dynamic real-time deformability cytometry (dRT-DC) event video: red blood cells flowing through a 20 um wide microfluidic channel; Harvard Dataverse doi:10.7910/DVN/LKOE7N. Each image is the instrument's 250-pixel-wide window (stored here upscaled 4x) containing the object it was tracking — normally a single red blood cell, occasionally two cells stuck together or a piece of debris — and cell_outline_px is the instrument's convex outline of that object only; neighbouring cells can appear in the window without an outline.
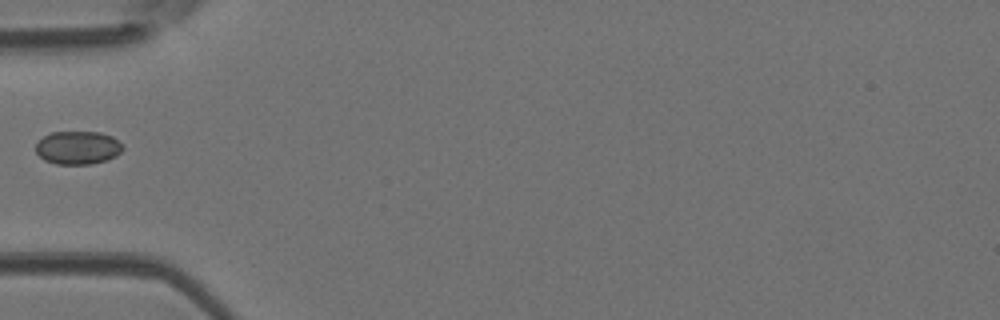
{"species": "Egyptian fruit bat (a non-hibernating species)", "species_latin": "Rousettus aegyptiacus", "temperature_condition": "room temperature", "stored_images_in_passage": 33, "camera_frame_rate_fps": 3000, "um_per_image_px": 0.085, "animal": {"sex": "female"}, "frame": {"image": 1, "passage_image": 1, "time_ms": 0.0, "image_size_px": [1000, 320], "cell_outline_px": [[124, 148], [116, 156], [108, 160], [92, 164], [56, 164], [44, 160], [36, 152], [36, 144], [44, 136], [52, 132], [100, 132], [112, 136]], "centroid_in_image_um": [6.62, 12.56], "position_along_channel_um": 78.4, "area_um2": 16.82}}
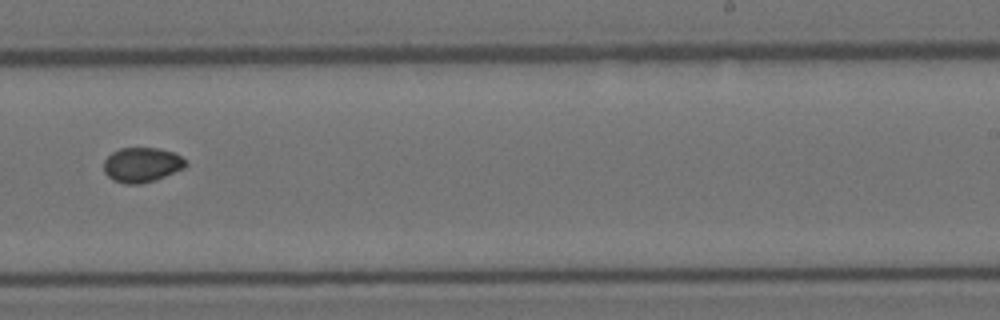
{"frame": {"image": 2, "passage_image": 15, "time_ms": 4.667, "image_size_px": [1000, 320], "cell_outline_px": [[188, 164], [184, 168], [156, 180], [140, 184], [124, 184], [112, 180], [104, 172], [104, 160], [112, 152], [120, 148], [160, 148], [172, 152], [180, 156]], "centroid_in_image_um": [12.04, 14.02], "position_along_channel_um": 277.0, "area_um2": 16.65}}
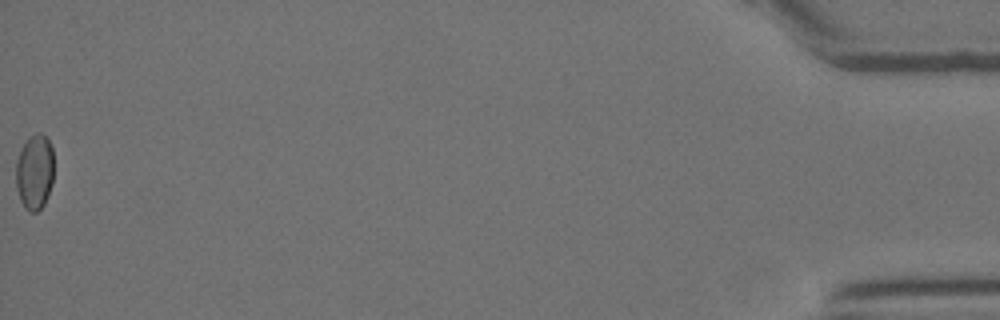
{"frame": {"image": 3, "passage_image": 33, "time_ms": 10.667, "image_size_px": [1000, 320], "cell_outline_px": [[52, 184], [44, 204], [36, 212], [28, 212], [24, 208], [20, 200], [16, 188], [16, 160], [24, 144], [36, 132], [40, 132], [48, 140], [52, 148]], "centroid_in_image_um": [2.92, 14.65], "position_along_channel_um": 432.3, "area_um2": 16.47}}